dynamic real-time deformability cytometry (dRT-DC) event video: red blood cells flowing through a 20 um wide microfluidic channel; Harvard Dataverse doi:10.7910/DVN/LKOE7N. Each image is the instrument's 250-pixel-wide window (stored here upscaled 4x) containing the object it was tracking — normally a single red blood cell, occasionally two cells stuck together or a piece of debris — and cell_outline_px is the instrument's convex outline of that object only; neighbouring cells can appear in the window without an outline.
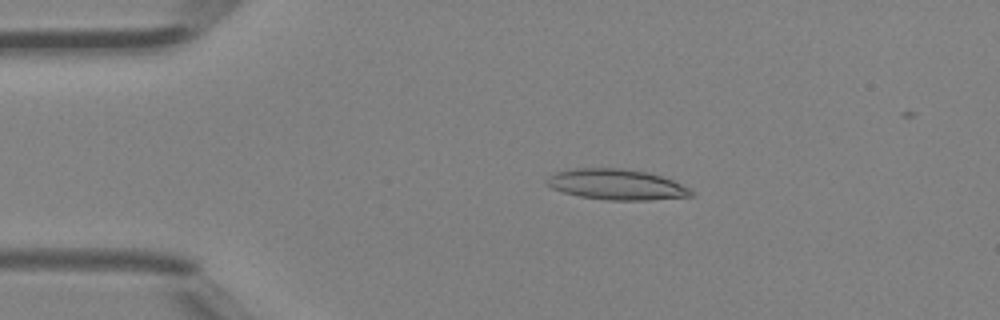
{"species": "Egyptian fruit bat (a non-hibernating species)", "species_latin": "Rousettus aegyptiacus", "temperature_condition": "room temperature", "stored_images_in_passage": 3, "camera_frame_rate_fps": 3000, "um_per_image_px": 0.085, "animal": {"sex": "female"}, "frame": {"image": 1, "passage_image": 2, "time_ms": 0.333, "image_size_px": [1000, 320], "cell_outline_px": [[692, 196], [648, 200], [604, 200], [580, 196], [564, 192], [552, 188], [548, 184], [548, 176], [556, 172], [576, 168], [620, 168], [648, 172], [672, 180], [688, 188], [692, 192]], "centroid_in_image_um": [52.4, 15.68], "position_along_channel_um": 32.6, "area_um2": 25.43}}